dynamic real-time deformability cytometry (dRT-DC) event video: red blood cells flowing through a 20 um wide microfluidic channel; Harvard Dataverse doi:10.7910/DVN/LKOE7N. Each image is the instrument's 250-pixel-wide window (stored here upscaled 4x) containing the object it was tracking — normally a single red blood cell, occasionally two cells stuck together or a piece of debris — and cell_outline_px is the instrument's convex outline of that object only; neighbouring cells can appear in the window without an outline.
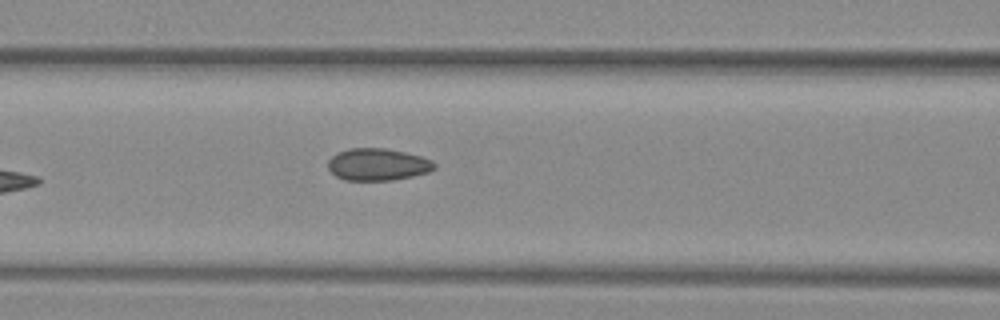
{"species": "common noctule bat (a hibernating species)", "species_latin": "Nyctalus noctula", "temperature_condition": "warm", "stored_images_in_passage": 6, "camera_frame_rate_fps": 3000, "um_per_image_px": 0.085, "animal": {"sex": "female", "body_mass_g": 29.2, "forearm_length_mm": 56.3}, "frame": {"image": 1, "passage_image": 6, "time_ms": 1.667, "image_size_px": [1000, 320], "cell_outline_px": [[436, 168], [428, 172], [412, 176], [392, 180], [344, 180], [336, 176], [328, 168], [328, 160], [336, 152], [348, 148], [384, 148], [404, 152], [420, 156], [432, 160], [436, 164]], "centroid_in_image_um": [32.09, 13.97], "position_along_channel_um": 134.5, "area_um2": 19.94}}